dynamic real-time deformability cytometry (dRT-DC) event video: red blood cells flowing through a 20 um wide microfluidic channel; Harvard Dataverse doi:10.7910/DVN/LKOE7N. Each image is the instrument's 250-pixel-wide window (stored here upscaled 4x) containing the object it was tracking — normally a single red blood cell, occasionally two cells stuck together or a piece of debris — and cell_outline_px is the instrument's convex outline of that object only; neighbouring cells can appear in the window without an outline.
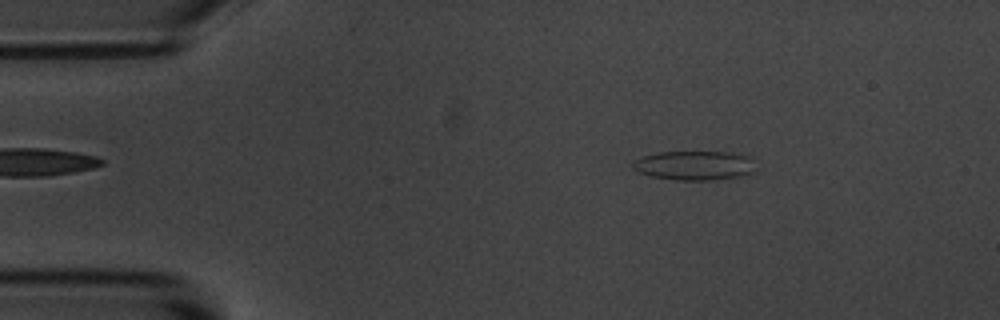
{"species": "common noctule bat (a hibernating species)", "species_latin": "Nyctalus noctula", "temperature_condition": "room temperature", "stored_images_in_passage": 4, "camera_frame_rate_fps": 3000, "um_per_image_px": 0.085, "animal": {"sex": "male", "body_mass_g": 20.1, "forearm_length_mm": 53.5}, "frame": {"image": 1, "passage_image": 2, "time_ms": 1.0, "image_size_px": [1000, 320], "cell_outline_px": [[756, 172], [740, 176], [712, 180], [676, 180], [652, 176], [640, 172], [632, 168], [632, 160], [644, 156], [660, 152], [728, 152], [748, 156], [752, 160]], "centroid_in_image_um": [59.03, 14.06], "position_along_channel_um": 26.0, "area_um2": 20.92}}
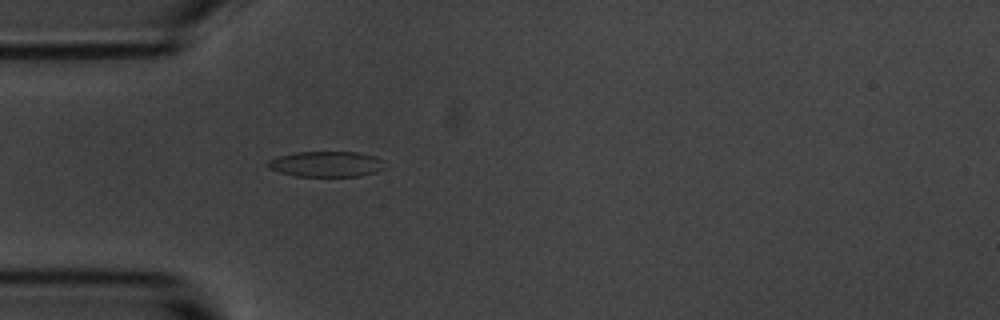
{"frame": {"image": 2, "passage_image": 4, "time_ms": 3.333, "image_size_px": [1000, 320], "cell_outline_px": [[384, 168], [376, 172], [360, 176], [296, 176], [280, 172], [268, 168], [264, 164], [268, 160], [280, 156], [296, 152], [360, 152], [376, 156], [380, 160]], "centroid_in_image_um": [27.7, 13.94], "position_along_channel_um": 57.3, "area_um2": 17.4}}